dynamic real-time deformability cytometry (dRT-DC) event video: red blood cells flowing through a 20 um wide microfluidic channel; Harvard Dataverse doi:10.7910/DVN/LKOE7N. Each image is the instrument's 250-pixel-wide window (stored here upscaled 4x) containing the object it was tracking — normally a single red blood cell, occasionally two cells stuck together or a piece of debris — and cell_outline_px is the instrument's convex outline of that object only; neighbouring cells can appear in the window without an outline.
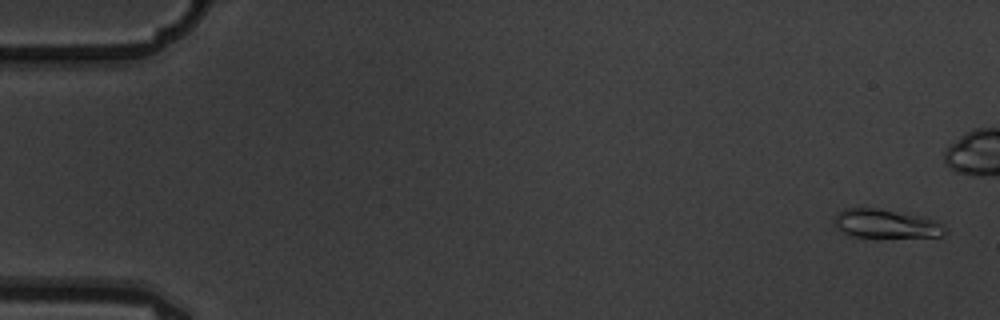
{"species": "common noctule bat (a hibernating species)", "species_latin": "Nyctalus noctula", "temperature_condition": "warm", "stored_images_in_passage": 11, "camera_frame_rate_fps": 3000, "um_per_image_px": 0.085, "animal": {"sex": "male", "body_mass_g": 19.5, "forearm_length_mm": 54.6}, "frame": {"image": 1, "passage_image": 1, "time_ms": 0.0, "image_size_px": [1000, 320], "cell_outline_px": [[948, 232], [940, 236], [848, 236], [840, 232], [832, 224], [836, 216], [844, 208], [880, 208], [924, 216], [936, 220], [944, 224], [948, 228]], "centroid_in_image_um": [75.32, 19.0], "position_along_channel_um": 9.7, "area_um2": 18.73}}
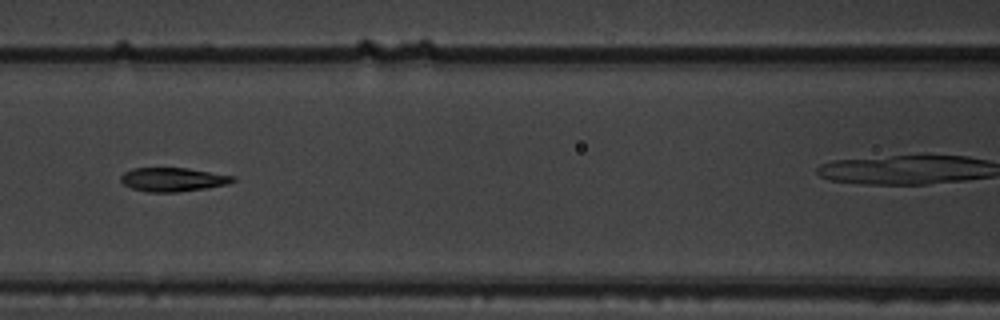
{"frame": {"image": 2, "passage_image": 7, "time_ms": 2.0, "image_size_px": [1000, 320], "cell_outline_px": [[236, 180], [228, 184], [204, 188], [176, 192], [148, 192], [132, 188], [124, 184], [120, 180], [120, 176], [124, 172], [132, 168], [188, 168], [236, 176]], "centroid_in_image_um": [14.7, 15.25], "position_along_channel_um": 151.9, "area_um2": 15.55}}
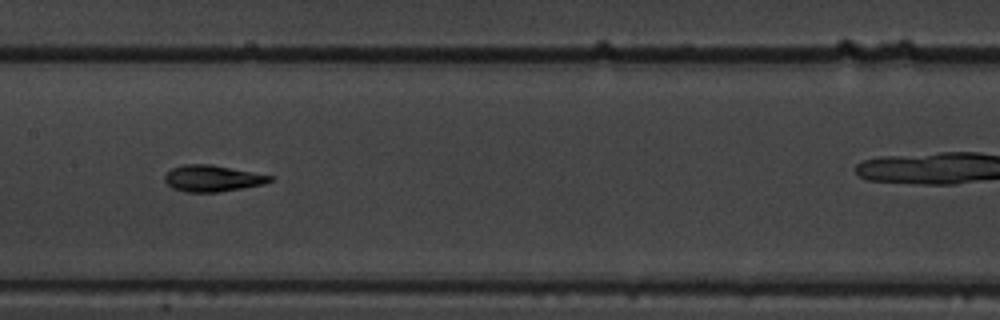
{"frame": {"image": 3, "passage_image": 8, "time_ms": 2.333, "image_size_px": [1000, 320], "cell_outline_px": [[276, 176], [272, 180], [264, 184], [220, 192], [184, 192], [172, 188], [164, 180], [164, 176], [172, 168], [184, 164], [212, 164]], "centroid_in_image_um": [18.08, 15.16], "position_along_channel_um": 189.3, "area_um2": 16.36}}